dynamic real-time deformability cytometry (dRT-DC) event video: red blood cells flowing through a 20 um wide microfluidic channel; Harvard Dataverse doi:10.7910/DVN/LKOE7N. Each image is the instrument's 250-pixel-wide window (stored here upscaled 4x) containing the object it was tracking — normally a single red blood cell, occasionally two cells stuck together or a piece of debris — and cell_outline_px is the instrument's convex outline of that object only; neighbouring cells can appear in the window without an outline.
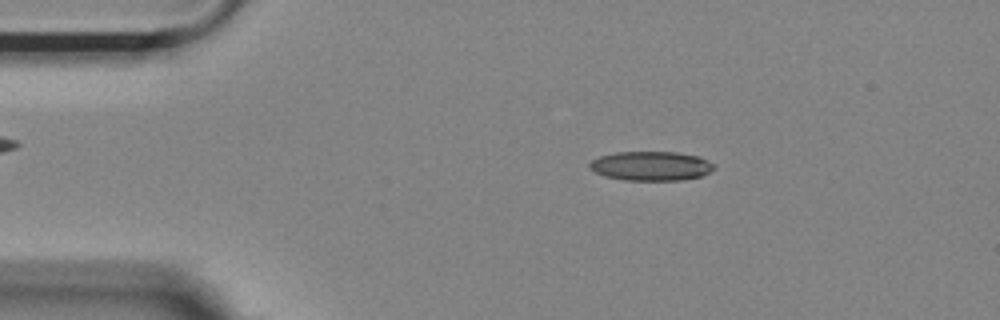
{"species": "Egyptian fruit bat (a non-hibernating species)", "species_latin": "Rousettus aegyptiacus", "temperature_condition": "room temperature", "stored_images_in_passage": 53, "camera_frame_rate_fps": 3000, "um_per_image_px": 0.085, "animal": {"sex": "female"}, "frame": {"image": 1, "passage_image": 9, "time_ms": 2.667, "image_size_px": [1000, 320], "cell_outline_px": [[716, 168], [700, 176], [684, 180], [624, 180], [604, 176], [596, 172], [588, 164], [592, 160], [600, 156], [616, 152], [676, 152], [700, 156], [712, 164]], "centroid_in_image_um": [55.34, 14.1], "position_along_channel_um": 29.7, "area_um2": 21.1}}
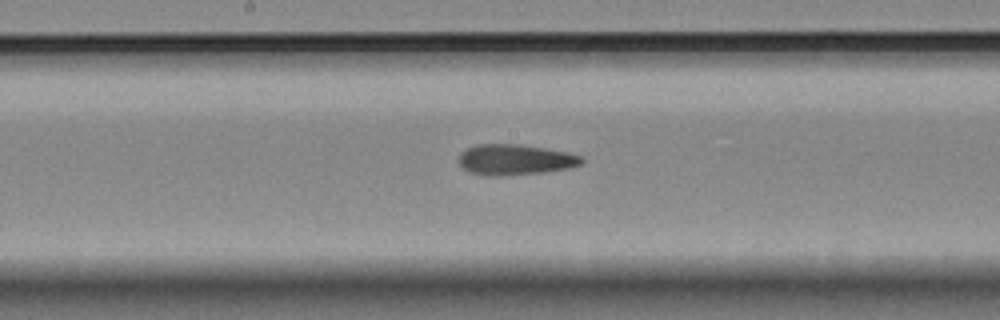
{"frame": {"image": 2, "passage_image": 27, "time_ms": 8.667, "image_size_px": [1000, 320], "cell_outline_px": [[584, 160], [580, 164], [568, 168], [544, 172], [500, 176], [492, 176], [472, 172], [464, 168], [460, 164], [460, 152], [476, 144], [520, 144], [568, 152], [584, 156]], "centroid_in_image_um": [43.82, 13.56], "position_along_channel_um": 204.4, "area_um2": 21.79}}
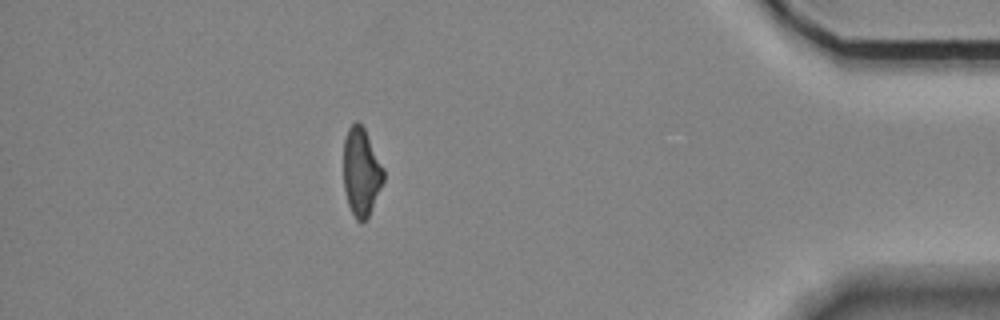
{"frame": {"image": 3, "passage_image": 47, "time_ms": 15.333, "image_size_px": [1000, 320], "cell_outline_px": [[384, 180], [368, 216], [364, 220], [356, 220], [348, 204], [344, 188], [344, 140], [348, 128], [356, 120], [364, 128], [384, 168]], "centroid_in_image_um": [30.7, 14.59], "position_along_channel_um": 404.5, "area_um2": 20.23}, "authors_computed_cell_mechanics": {"area_um2": 21.6172, "velocity_mm_per_s": 3.6865, "shape_relaxation_time_tau1_ms": 7.1458, "shape_relaxation_time_tau2_ms": 4.0549, "deformation_change_tau1": 0.2044, "deformation_change_tau2": 0.1465}}